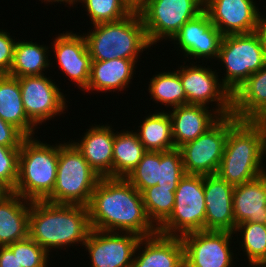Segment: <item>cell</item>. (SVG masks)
<instances>
[{"mask_svg":"<svg viewBox=\"0 0 266 267\" xmlns=\"http://www.w3.org/2000/svg\"><path fill=\"white\" fill-rule=\"evenodd\" d=\"M93 26L94 30L84 35L92 61L114 58L137 61L138 54L151 47L138 10L121 20Z\"/></svg>","mask_w":266,"mask_h":267,"instance_id":"cell-4","label":"cell"},{"mask_svg":"<svg viewBox=\"0 0 266 267\" xmlns=\"http://www.w3.org/2000/svg\"><path fill=\"white\" fill-rule=\"evenodd\" d=\"M20 147L0 145V181L14 191L18 179Z\"/></svg>","mask_w":266,"mask_h":267,"instance_id":"cell-37","label":"cell"},{"mask_svg":"<svg viewBox=\"0 0 266 267\" xmlns=\"http://www.w3.org/2000/svg\"><path fill=\"white\" fill-rule=\"evenodd\" d=\"M137 134L147 151L166 152L175 148L172 139L171 118L167 112L148 115Z\"/></svg>","mask_w":266,"mask_h":267,"instance_id":"cell-29","label":"cell"},{"mask_svg":"<svg viewBox=\"0 0 266 267\" xmlns=\"http://www.w3.org/2000/svg\"><path fill=\"white\" fill-rule=\"evenodd\" d=\"M180 66L179 76L186 93V105H208L217 102L215 111L221 116L232 114V95L218 82L216 70L201 65ZM204 67V68H203Z\"/></svg>","mask_w":266,"mask_h":267,"instance_id":"cell-12","label":"cell"},{"mask_svg":"<svg viewBox=\"0 0 266 267\" xmlns=\"http://www.w3.org/2000/svg\"><path fill=\"white\" fill-rule=\"evenodd\" d=\"M147 152L136 132H115L112 178H126Z\"/></svg>","mask_w":266,"mask_h":267,"instance_id":"cell-27","label":"cell"},{"mask_svg":"<svg viewBox=\"0 0 266 267\" xmlns=\"http://www.w3.org/2000/svg\"><path fill=\"white\" fill-rule=\"evenodd\" d=\"M233 234L230 231L202 230L181 236L184 267H230L233 252L229 242Z\"/></svg>","mask_w":266,"mask_h":267,"instance_id":"cell-11","label":"cell"},{"mask_svg":"<svg viewBox=\"0 0 266 267\" xmlns=\"http://www.w3.org/2000/svg\"><path fill=\"white\" fill-rule=\"evenodd\" d=\"M266 121L239 120L229 131L217 175L238 186L265 173Z\"/></svg>","mask_w":266,"mask_h":267,"instance_id":"cell-3","label":"cell"},{"mask_svg":"<svg viewBox=\"0 0 266 267\" xmlns=\"http://www.w3.org/2000/svg\"><path fill=\"white\" fill-rule=\"evenodd\" d=\"M52 46L60 69L85 91L90 79L92 58L84 36L72 32L61 33Z\"/></svg>","mask_w":266,"mask_h":267,"instance_id":"cell-17","label":"cell"},{"mask_svg":"<svg viewBox=\"0 0 266 267\" xmlns=\"http://www.w3.org/2000/svg\"><path fill=\"white\" fill-rule=\"evenodd\" d=\"M239 120L232 114L222 116L204 134L178 149L186 174L215 175L224 154L228 131Z\"/></svg>","mask_w":266,"mask_h":267,"instance_id":"cell-9","label":"cell"},{"mask_svg":"<svg viewBox=\"0 0 266 267\" xmlns=\"http://www.w3.org/2000/svg\"><path fill=\"white\" fill-rule=\"evenodd\" d=\"M222 33L213 25L205 10L187 21L171 39L179 44L186 57L214 59L218 57ZM178 42V43H177Z\"/></svg>","mask_w":266,"mask_h":267,"instance_id":"cell-16","label":"cell"},{"mask_svg":"<svg viewBox=\"0 0 266 267\" xmlns=\"http://www.w3.org/2000/svg\"><path fill=\"white\" fill-rule=\"evenodd\" d=\"M123 234V235H122ZM92 229L83 244L92 267H132L136 247L142 237L127 232Z\"/></svg>","mask_w":266,"mask_h":267,"instance_id":"cell-13","label":"cell"},{"mask_svg":"<svg viewBox=\"0 0 266 267\" xmlns=\"http://www.w3.org/2000/svg\"><path fill=\"white\" fill-rule=\"evenodd\" d=\"M233 190L234 186L217 174L204 175L205 230L234 231L236 225L233 214Z\"/></svg>","mask_w":266,"mask_h":267,"instance_id":"cell-18","label":"cell"},{"mask_svg":"<svg viewBox=\"0 0 266 267\" xmlns=\"http://www.w3.org/2000/svg\"><path fill=\"white\" fill-rule=\"evenodd\" d=\"M217 59L226 67L221 83L233 95L266 65V49L256 32L227 35L222 38Z\"/></svg>","mask_w":266,"mask_h":267,"instance_id":"cell-7","label":"cell"},{"mask_svg":"<svg viewBox=\"0 0 266 267\" xmlns=\"http://www.w3.org/2000/svg\"><path fill=\"white\" fill-rule=\"evenodd\" d=\"M26 136L14 125L7 123L0 117V145L5 147H21Z\"/></svg>","mask_w":266,"mask_h":267,"instance_id":"cell-39","label":"cell"},{"mask_svg":"<svg viewBox=\"0 0 266 267\" xmlns=\"http://www.w3.org/2000/svg\"><path fill=\"white\" fill-rule=\"evenodd\" d=\"M235 232L243 233V244L240 246L244 247L242 249L246 252L249 264L252 267L266 264V224L241 223L236 225Z\"/></svg>","mask_w":266,"mask_h":267,"instance_id":"cell-31","label":"cell"},{"mask_svg":"<svg viewBox=\"0 0 266 267\" xmlns=\"http://www.w3.org/2000/svg\"><path fill=\"white\" fill-rule=\"evenodd\" d=\"M39 1H40V0H39ZM42 1H43V0H42ZM56 1H57L58 3L60 2V4H61V2H63V3L66 2V3L69 4L70 6L73 5V4H76L75 2H78V0H44L43 2H52V3H53V2H56Z\"/></svg>","mask_w":266,"mask_h":267,"instance_id":"cell-44","label":"cell"},{"mask_svg":"<svg viewBox=\"0 0 266 267\" xmlns=\"http://www.w3.org/2000/svg\"><path fill=\"white\" fill-rule=\"evenodd\" d=\"M9 35L10 33L0 31V75H9L13 64L16 42Z\"/></svg>","mask_w":266,"mask_h":267,"instance_id":"cell-38","label":"cell"},{"mask_svg":"<svg viewBox=\"0 0 266 267\" xmlns=\"http://www.w3.org/2000/svg\"><path fill=\"white\" fill-rule=\"evenodd\" d=\"M0 267H23L8 246H0Z\"/></svg>","mask_w":266,"mask_h":267,"instance_id":"cell-40","label":"cell"},{"mask_svg":"<svg viewBox=\"0 0 266 267\" xmlns=\"http://www.w3.org/2000/svg\"><path fill=\"white\" fill-rule=\"evenodd\" d=\"M8 247L23 267H47L48 252L29 236Z\"/></svg>","mask_w":266,"mask_h":267,"instance_id":"cell-36","label":"cell"},{"mask_svg":"<svg viewBox=\"0 0 266 267\" xmlns=\"http://www.w3.org/2000/svg\"><path fill=\"white\" fill-rule=\"evenodd\" d=\"M0 117L26 137L35 135L36 125L27 117L23 107L19 79L10 75H0Z\"/></svg>","mask_w":266,"mask_h":267,"instance_id":"cell-26","label":"cell"},{"mask_svg":"<svg viewBox=\"0 0 266 267\" xmlns=\"http://www.w3.org/2000/svg\"><path fill=\"white\" fill-rule=\"evenodd\" d=\"M143 203L149 219L158 228L172 213L175 192L158 185L145 189L142 193Z\"/></svg>","mask_w":266,"mask_h":267,"instance_id":"cell-32","label":"cell"},{"mask_svg":"<svg viewBox=\"0 0 266 267\" xmlns=\"http://www.w3.org/2000/svg\"><path fill=\"white\" fill-rule=\"evenodd\" d=\"M48 49V46L38 45L32 41L16 42L9 75L16 78L45 75L42 71L50 65V60L46 55L49 52Z\"/></svg>","mask_w":266,"mask_h":267,"instance_id":"cell-28","label":"cell"},{"mask_svg":"<svg viewBox=\"0 0 266 267\" xmlns=\"http://www.w3.org/2000/svg\"><path fill=\"white\" fill-rule=\"evenodd\" d=\"M100 178L73 143H61L55 187L45 201L88 206Z\"/></svg>","mask_w":266,"mask_h":267,"instance_id":"cell-6","label":"cell"},{"mask_svg":"<svg viewBox=\"0 0 266 267\" xmlns=\"http://www.w3.org/2000/svg\"><path fill=\"white\" fill-rule=\"evenodd\" d=\"M160 151H147L125 178L140 193L159 181Z\"/></svg>","mask_w":266,"mask_h":267,"instance_id":"cell-34","label":"cell"},{"mask_svg":"<svg viewBox=\"0 0 266 267\" xmlns=\"http://www.w3.org/2000/svg\"><path fill=\"white\" fill-rule=\"evenodd\" d=\"M137 61L114 58L106 61H92L90 79L86 91H122L133 78ZM123 88V89H122Z\"/></svg>","mask_w":266,"mask_h":267,"instance_id":"cell-25","label":"cell"},{"mask_svg":"<svg viewBox=\"0 0 266 267\" xmlns=\"http://www.w3.org/2000/svg\"><path fill=\"white\" fill-rule=\"evenodd\" d=\"M235 225L241 223L266 224V172L233 190Z\"/></svg>","mask_w":266,"mask_h":267,"instance_id":"cell-23","label":"cell"},{"mask_svg":"<svg viewBox=\"0 0 266 267\" xmlns=\"http://www.w3.org/2000/svg\"><path fill=\"white\" fill-rule=\"evenodd\" d=\"M203 5L207 3L208 0H199Z\"/></svg>","mask_w":266,"mask_h":267,"instance_id":"cell-45","label":"cell"},{"mask_svg":"<svg viewBox=\"0 0 266 267\" xmlns=\"http://www.w3.org/2000/svg\"><path fill=\"white\" fill-rule=\"evenodd\" d=\"M204 10L199 0H147L138 12L151 45L173 38L181 27Z\"/></svg>","mask_w":266,"mask_h":267,"instance_id":"cell-10","label":"cell"},{"mask_svg":"<svg viewBox=\"0 0 266 267\" xmlns=\"http://www.w3.org/2000/svg\"><path fill=\"white\" fill-rule=\"evenodd\" d=\"M205 217L204 175L186 174L175 191L173 211L158 227V233L181 237L205 230Z\"/></svg>","mask_w":266,"mask_h":267,"instance_id":"cell-8","label":"cell"},{"mask_svg":"<svg viewBox=\"0 0 266 267\" xmlns=\"http://www.w3.org/2000/svg\"><path fill=\"white\" fill-rule=\"evenodd\" d=\"M258 267H266V264L260 265V266H258Z\"/></svg>","mask_w":266,"mask_h":267,"instance_id":"cell-46","label":"cell"},{"mask_svg":"<svg viewBox=\"0 0 266 267\" xmlns=\"http://www.w3.org/2000/svg\"><path fill=\"white\" fill-rule=\"evenodd\" d=\"M11 192L12 191L2 181H0V200L4 199Z\"/></svg>","mask_w":266,"mask_h":267,"instance_id":"cell-43","label":"cell"},{"mask_svg":"<svg viewBox=\"0 0 266 267\" xmlns=\"http://www.w3.org/2000/svg\"><path fill=\"white\" fill-rule=\"evenodd\" d=\"M110 126L95 125L87 129L81 142L73 144L82 153L90 167L101 178H112L113 143L115 133Z\"/></svg>","mask_w":266,"mask_h":267,"instance_id":"cell-22","label":"cell"},{"mask_svg":"<svg viewBox=\"0 0 266 267\" xmlns=\"http://www.w3.org/2000/svg\"><path fill=\"white\" fill-rule=\"evenodd\" d=\"M23 107L27 117L37 126L62 114L66 99L46 75L19 77Z\"/></svg>","mask_w":266,"mask_h":267,"instance_id":"cell-14","label":"cell"},{"mask_svg":"<svg viewBox=\"0 0 266 267\" xmlns=\"http://www.w3.org/2000/svg\"><path fill=\"white\" fill-rule=\"evenodd\" d=\"M30 207V200L13 191L0 200V246L28 237Z\"/></svg>","mask_w":266,"mask_h":267,"instance_id":"cell-24","label":"cell"},{"mask_svg":"<svg viewBox=\"0 0 266 267\" xmlns=\"http://www.w3.org/2000/svg\"><path fill=\"white\" fill-rule=\"evenodd\" d=\"M208 108L204 105L187 104L169 111L175 148L195 140L222 117L214 109L212 113Z\"/></svg>","mask_w":266,"mask_h":267,"instance_id":"cell-19","label":"cell"},{"mask_svg":"<svg viewBox=\"0 0 266 267\" xmlns=\"http://www.w3.org/2000/svg\"><path fill=\"white\" fill-rule=\"evenodd\" d=\"M85 4L92 24L118 21L134 10L125 0H78Z\"/></svg>","mask_w":266,"mask_h":267,"instance_id":"cell-33","label":"cell"},{"mask_svg":"<svg viewBox=\"0 0 266 267\" xmlns=\"http://www.w3.org/2000/svg\"><path fill=\"white\" fill-rule=\"evenodd\" d=\"M55 145H46L34 137L22 141L13 192L30 201L45 200L53 192L58 166V145Z\"/></svg>","mask_w":266,"mask_h":267,"instance_id":"cell-5","label":"cell"},{"mask_svg":"<svg viewBox=\"0 0 266 267\" xmlns=\"http://www.w3.org/2000/svg\"><path fill=\"white\" fill-rule=\"evenodd\" d=\"M144 246V250H140ZM132 267H184V247L180 237L156 233L142 237L136 247ZM140 255V256H139Z\"/></svg>","mask_w":266,"mask_h":267,"instance_id":"cell-20","label":"cell"},{"mask_svg":"<svg viewBox=\"0 0 266 267\" xmlns=\"http://www.w3.org/2000/svg\"><path fill=\"white\" fill-rule=\"evenodd\" d=\"M148 90L151 98L161 102L162 105L177 106L186 105V93L182 85L179 70L174 72H161L150 79Z\"/></svg>","mask_w":266,"mask_h":267,"instance_id":"cell-30","label":"cell"},{"mask_svg":"<svg viewBox=\"0 0 266 267\" xmlns=\"http://www.w3.org/2000/svg\"><path fill=\"white\" fill-rule=\"evenodd\" d=\"M204 10L223 36L256 31L259 9L254 0H208Z\"/></svg>","mask_w":266,"mask_h":267,"instance_id":"cell-15","label":"cell"},{"mask_svg":"<svg viewBox=\"0 0 266 267\" xmlns=\"http://www.w3.org/2000/svg\"><path fill=\"white\" fill-rule=\"evenodd\" d=\"M261 13H258V21L256 26V33L258 34L262 44L264 45L266 49V17H262L264 15H261Z\"/></svg>","mask_w":266,"mask_h":267,"instance_id":"cell-41","label":"cell"},{"mask_svg":"<svg viewBox=\"0 0 266 267\" xmlns=\"http://www.w3.org/2000/svg\"><path fill=\"white\" fill-rule=\"evenodd\" d=\"M92 229L149 237L158 228L149 219L142 194L125 178H100L88 205Z\"/></svg>","mask_w":266,"mask_h":267,"instance_id":"cell-1","label":"cell"},{"mask_svg":"<svg viewBox=\"0 0 266 267\" xmlns=\"http://www.w3.org/2000/svg\"><path fill=\"white\" fill-rule=\"evenodd\" d=\"M185 175L182 155L178 148L160 152L158 186L170 188V191L175 192L178 183Z\"/></svg>","mask_w":266,"mask_h":267,"instance_id":"cell-35","label":"cell"},{"mask_svg":"<svg viewBox=\"0 0 266 267\" xmlns=\"http://www.w3.org/2000/svg\"><path fill=\"white\" fill-rule=\"evenodd\" d=\"M91 230L88 206L31 201L28 236L48 253L71 244L83 246Z\"/></svg>","mask_w":266,"mask_h":267,"instance_id":"cell-2","label":"cell"},{"mask_svg":"<svg viewBox=\"0 0 266 267\" xmlns=\"http://www.w3.org/2000/svg\"><path fill=\"white\" fill-rule=\"evenodd\" d=\"M232 115L241 121H266V65L232 95Z\"/></svg>","mask_w":266,"mask_h":267,"instance_id":"cell-21","label":"cell"},{"mask_svg":"<svg viewBox=\"0 0 266 267\" xmlns=\"http://www.w3.org/2000/svg\"><path fill=\"white\" fill-rule=\"evenodd\" d=\"M133 10H138L147 0H125Z\"/></svg>","mask_w":266,"mask_h":267,"instance_id":"cell-42","label":"cell"}]
</instances>
